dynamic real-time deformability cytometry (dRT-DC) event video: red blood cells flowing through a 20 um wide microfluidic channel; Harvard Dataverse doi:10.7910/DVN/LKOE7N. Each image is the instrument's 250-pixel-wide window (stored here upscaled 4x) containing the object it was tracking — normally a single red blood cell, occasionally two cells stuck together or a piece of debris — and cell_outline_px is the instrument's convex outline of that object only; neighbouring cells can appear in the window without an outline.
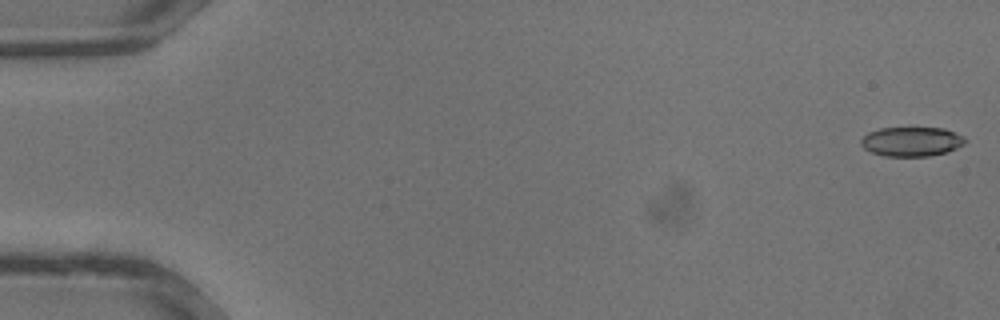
{"species": "common noctule bat (a hibernating species)", "species_latin": "Nyctalus noctula", "temperature_condition": "warm", "stored_images_in_passage": 13, "camera_frame_rate_fps": 3000, "um_per_image_px": 0.085, "animal": {"sex": "male", "body_mass_g": 13.3}, "frame": {"image": 1, "passage_image": 1, "time_ms": 0.0, "image_size_px": [1000, 320], "cell_outline_px": [[968, 140], [964, 144], [948, 152], [928, 156], [884, 156], [872, 152], [864, 148], [860, 144], [860, 140], [868, 132], [880, 128], [944, 128], [964, 136]], "centroid_in_image_um": [77.5, 12.03], "position_along_channel_um": 7.5, "area_um2": 17.92}}
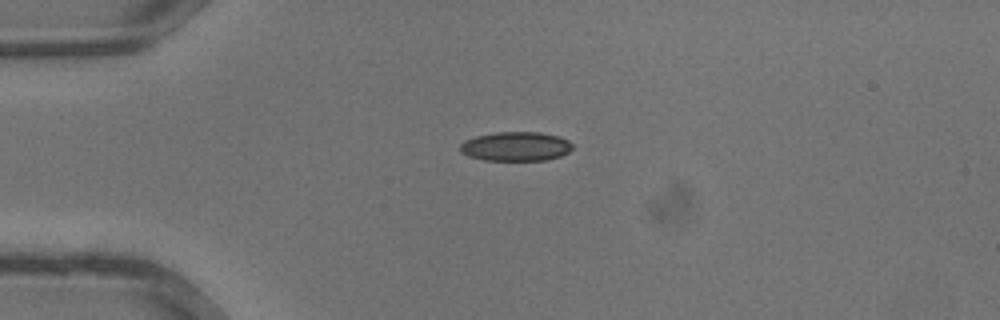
{"frame": {"image": 2, "passage_image": 9, "time_ms": 2.667, "image_size_px": [1000, 320], "cell_outline_px": [[572, 148], [568, 152], [560, 156], [548, 160], [484, 160], [468, 156], [460, 152], [460, 144], [464, 140], [476, 136], [496, 132], [540, 132], [560, 136], [568, 140], [572, 144]], "centroid_in_image_um": [43.84, 12.44], "position_along_channel_um": 41.2, "area_um2": 19.25}}
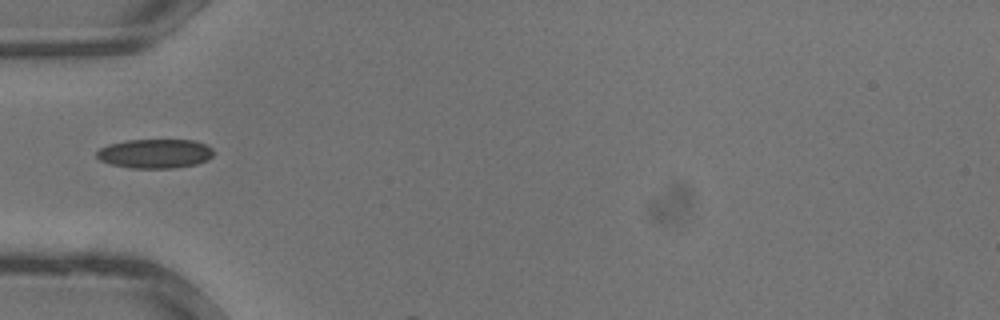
{"frame": {"image": 3, "passage_image": 12, "time_ms": 3.667, "image_size_px": [1000, 320], "cell_outline_px": [[212, 156], [208, 160], [196, 164], [172, 168], [132, 168], [112, 164], [100, 160], [96, 156], [96, 152], [100, 148], [108, 144], [128, 140], [196, 140], [212, 148]], "centroid_in_image_um": [13.17, 13.05], "position_along_channel_um": 71.8, "area_um2": 19.83}}